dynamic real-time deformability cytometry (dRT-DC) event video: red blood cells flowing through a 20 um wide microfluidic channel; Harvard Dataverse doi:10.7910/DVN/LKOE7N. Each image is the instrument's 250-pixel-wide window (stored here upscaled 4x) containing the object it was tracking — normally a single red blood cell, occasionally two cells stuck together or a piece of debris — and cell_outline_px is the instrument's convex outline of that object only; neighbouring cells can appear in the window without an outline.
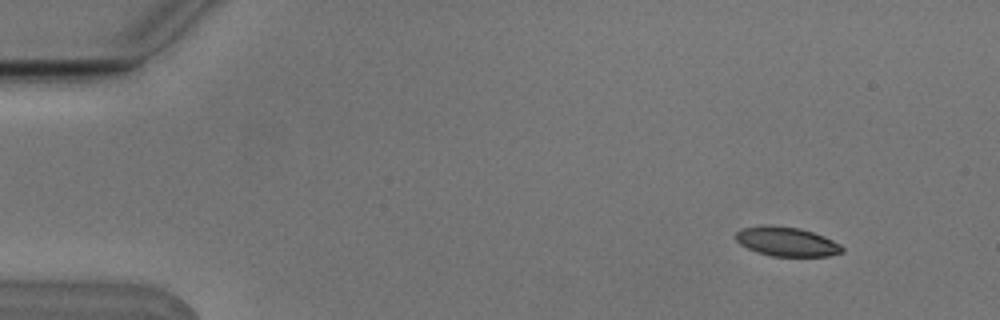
{"species": "Egyptian fruit bat (a non-hibernating species)", "species_latin": "Rousettus aegyptiacus", "temperature_condition": "cold", "stored_images_in_passage": 3, "camera_frame_rate_fps": 3000, "um_per_image_px": 0.085, "animal": {"sex": "male"}, "frame": {"image": 1, "passage_image": 1, "time_ms": 0.0, "image_size_px": [1000, 320], "cell_outline_px": [[844, 252], [828, 256], [772, 256], [756, 252], [740, 244], [736, 240], [736, 232], [740, 228], [764, 224], [772, 224], [800, 228], [824, 236], [840, 244], [844, 248]], "centroid_in_image_um": [66.85, 20.52], "position_along_channel_um": 18.2, "area_um2": 18.38}}